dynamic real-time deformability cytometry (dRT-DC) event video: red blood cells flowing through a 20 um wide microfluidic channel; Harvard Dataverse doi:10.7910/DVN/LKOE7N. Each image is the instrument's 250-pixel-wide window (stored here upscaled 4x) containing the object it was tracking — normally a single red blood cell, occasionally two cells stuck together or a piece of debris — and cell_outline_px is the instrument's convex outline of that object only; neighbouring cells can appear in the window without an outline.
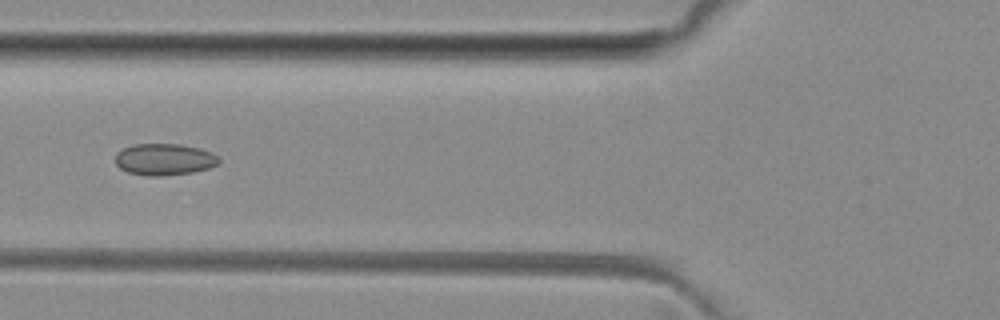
{"species": "common noctule bat (a hibernating species)", "species_latin": "Nyctalus noctula", "temperature_condition": "room temperature", "stored_images_in_passage": 3, "camera_frame_rate_fps": 3000, "um_per_image_px": 0.085, "animal": {"sex": "female", "body_mass_g": 29.2, "forearm_length_mm": 56.3}, "frame": {"image": 1, "passage_image": 3, "time_ms": 2.333, "image_size_px": [1000, 320], "cell_outline_px": [[220, 164], [208, 168], [192, 172], [160, 176], [144, 176], [128, 172], [120, 168], [116, 164], [116, 152], [124, 148], [136, 144], [180, 144], [212, 152], [220, 156]], "centroid_in_image_um": [13.99, 13.55], "position_along_channel_um": 111.8, "area_um2": 19.13}}